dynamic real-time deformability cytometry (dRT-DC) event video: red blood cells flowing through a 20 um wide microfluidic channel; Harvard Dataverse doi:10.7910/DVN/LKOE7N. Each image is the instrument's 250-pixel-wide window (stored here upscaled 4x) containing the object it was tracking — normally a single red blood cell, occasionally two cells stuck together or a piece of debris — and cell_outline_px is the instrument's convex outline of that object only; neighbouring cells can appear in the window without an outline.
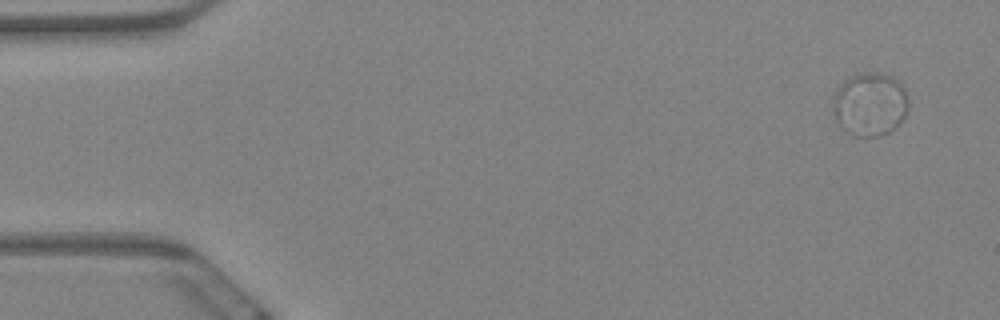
{"species": "Egyptian fruit bat (a non-hibernating species)", "species_latin": "Rousettus aegyptiacus", "temperature_condition": "warm", "stored_images_in_passage": 5, "camera_frame_rate_fps": 3000, "um_per_image_px": 0.085, "animal": {"sex": "female"}, "frame": {"image": 1, "passage_image": 1, "time_ms": 0.0, "image_size_px": [1000, 320], "cell_outline_px": [[908, 108], [904, 116], [888, 132], [876, 136], [852, 136], [844, 132], [832, 108], [832, 96], [840, 84], [848, 76], [860, 72], [880, 72], [892, 76], [904, 88], [908, 100]], "centroid_in_image_um": [73.9, 8.82], "position_along_channel_um": 11.1, "area_um2": 28.03}}
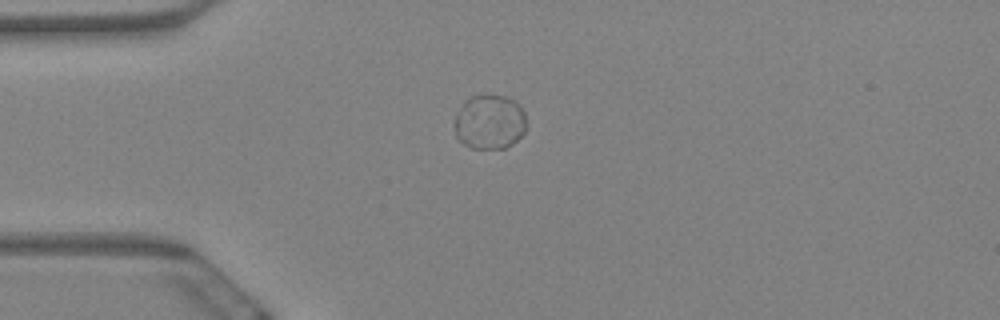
{"frame": {"image": 2, "passage_image": 4, "time_ms": 1.0, "image_size_px": [1000, 320], "cell_outline_px": [[524, 132], [512, 144], [504, 148], [472, 148], [464, 144], [456, 136], [452, 124], [464, 100], [472, 96], [484, 92], [508, 96], [516, 100], [520, 104], [524, 112]], "centroid_in_image_um": [41.59, 10.31], "position_along_channel_um": 43.4, "area_um2": 23.35}}